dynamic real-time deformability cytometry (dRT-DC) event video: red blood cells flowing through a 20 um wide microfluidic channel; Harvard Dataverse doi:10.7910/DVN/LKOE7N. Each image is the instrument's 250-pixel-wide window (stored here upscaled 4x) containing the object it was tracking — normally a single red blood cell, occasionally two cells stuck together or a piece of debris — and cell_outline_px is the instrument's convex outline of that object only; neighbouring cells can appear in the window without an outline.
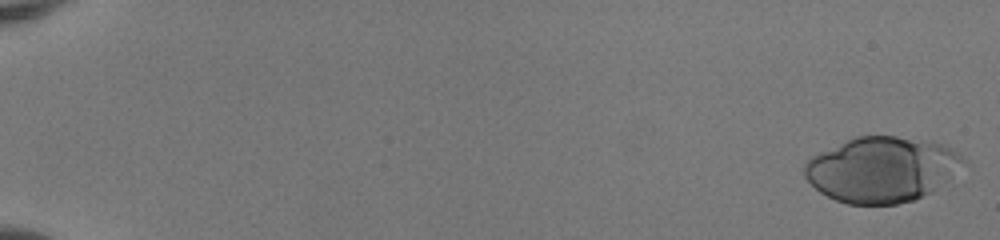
{"species": "human", "species_latin": "Homo sapiens", "temperature_condition": "room temperature", "stored_images_in_passage": 49, "camera_frame_rate_fps": 3000, "um_per_image_px": 0.085, "donor": {"sex": "female"}, "frame": {"image": 1, "passage_image": 1, "time_ms": 0.0, "image_size_px": [1000, 240], "cell_outline_px": [[964, 160], [932, 192], [912, 200], [896, 204], [848, 204], [836, 200], [820, 192], [804, 176], [804, 164], [812, 156], [844, 140], [856, 136], [896, 136], [928, 140], [952, 148], [960, 152]], "centroid_in_image_um": [74.89, 14.39], "position_along_channel_um": 10.1, "area_um2": 59.77}}
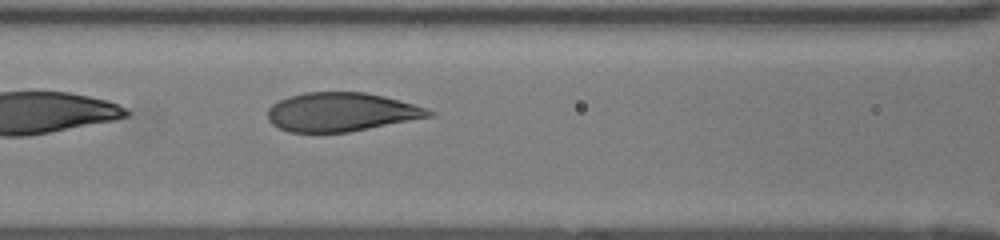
{"frame": {"image": 2, "passage_image": 22, "time_ms": 7.0, "image_size_px": [1000, 240], "cell_outline_px": [[436, 116], [348, 132], [288, 132], [272, 124], [268, 120], [268, 108], [272, 104], [288, 96], [304, 92], [364, 92], [384, 96], [400, 100], [428, 108], [436, 112]], "centroid_in_image_um": [29.04, 9.52], "position_along_channel_um": 137.6, "area_um2": 36.7}}
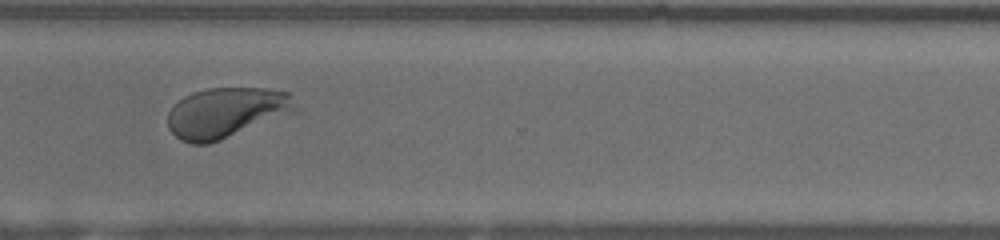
{"frame": {"image": 3, "passage_image": 38, "time_ms": 12.333, "image_size_px": [1000, 240], "cell_outline_px": [[300, 112], [220, 140], [208, 144], [192, 144], [180, 140], [168, 128], [168, 112], [184, 96], [192, 92], [208, 88], [264, 88], [288, 92], [300, 108]], "centroid_in_image_um": [19.31, 9.58], "position_along_channel_um": 351.3, "area_um2": 37.97}, "authors_computed_cell_mechanics": {"area_um2": 38.3214, "velocity_mm_per_s": 4.0104, "shape_relaxation_time_tau1_ms": 2.364, "shape_relaxation_time_tau2_ms": null, "deformation_change_tau1": 0.1367, "deformation_change_tau2": null}}